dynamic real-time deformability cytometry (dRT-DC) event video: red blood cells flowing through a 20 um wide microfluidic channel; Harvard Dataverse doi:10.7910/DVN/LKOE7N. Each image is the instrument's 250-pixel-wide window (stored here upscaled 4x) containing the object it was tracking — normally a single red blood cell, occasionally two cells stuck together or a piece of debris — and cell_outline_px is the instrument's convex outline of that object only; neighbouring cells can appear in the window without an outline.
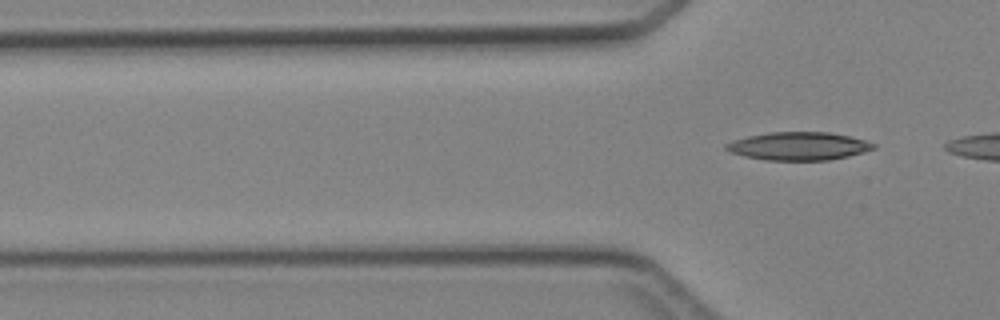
{"species": "Egyptian fruit bat (a non-hibernating species)", "species_latin": "Rousettus aegyptiacus", "temperature_condition": "cold", "stored_images_in_passage": 3, "camera_frame_rate_fps": 3000, "um_per_image_px": 0.085, "animal": {"sex": "female"}, "frame": {"image": 1, "passage_image": 3, "time_ms": 2.333, "image_size_px": [1000, 320], "cell_outline_px": [[876, 148], [864, 152], [848, 156], [828, 160], [764, 160], [744, 156], [728, 152], [724, 148], [724, 144], [732, 140], [748, 136], [768, 132], [828, 132], [848, 136], [864, 140], [876, 144]], "centroid_in_image_um": [67.83, 12.42], "position_along_channel_um": 58.0, "area_um2": 24.22}}